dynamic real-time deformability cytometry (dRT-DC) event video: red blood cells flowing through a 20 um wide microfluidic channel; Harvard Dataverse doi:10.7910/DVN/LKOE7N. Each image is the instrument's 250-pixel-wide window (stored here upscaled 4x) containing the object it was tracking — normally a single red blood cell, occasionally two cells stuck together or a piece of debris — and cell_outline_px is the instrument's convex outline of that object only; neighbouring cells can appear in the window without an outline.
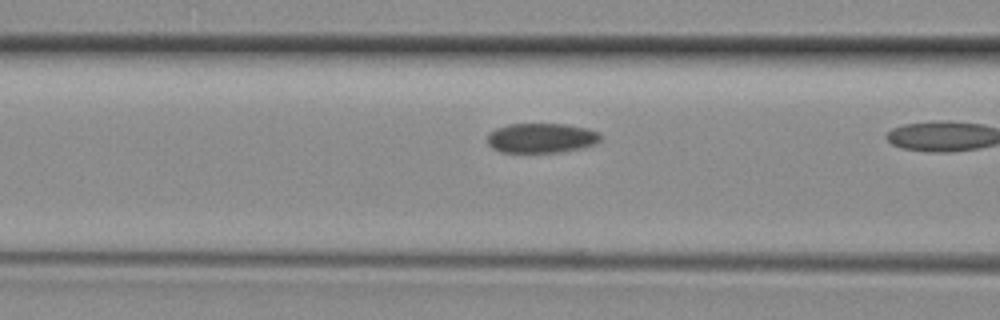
{"species": "common noctule bat (a hibernating species)", "species_latin": "Nyctalus noctula", "temperature_condition": "room temperature", "stored_images_in_passage": 5, "camera_frame_rate_fps": 3000, "um_per_image_px": 0.085, "animal": {"sex": "female", "body_mass_g": 29.2, "forearm_length_mm": 56.3}, "frame": {"image": 1, "passage_image": 4, "time_ms": 1.0, "image_size_px": [1000, 320], "cell_outline_px": [[600, 140], [596, 144], [584, 148], [560, 152], [500, 152], [492, 148], [488, 144], [488, 136], [496, 128], [508, 124], [564, 124], [588, 128], [600, 132]], "centroid_in_image_um": [46.06, 11.73], "position_along_channel_um": 120.5, "area_um2": 19.71}}